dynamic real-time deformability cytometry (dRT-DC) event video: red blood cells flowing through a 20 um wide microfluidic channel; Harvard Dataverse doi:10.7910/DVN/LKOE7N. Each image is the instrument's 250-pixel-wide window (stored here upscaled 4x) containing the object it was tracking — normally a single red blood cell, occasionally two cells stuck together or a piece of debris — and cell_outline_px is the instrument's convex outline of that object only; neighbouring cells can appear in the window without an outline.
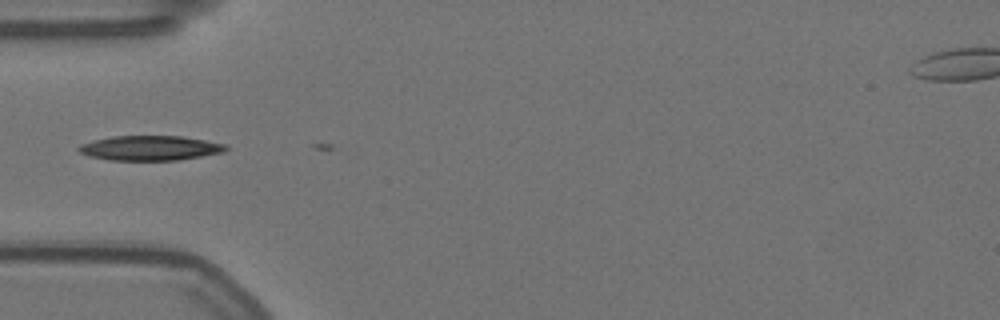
{"species": "Egyptian fruit bat (a non-hibernating species)", "species_latin": "Rousettus aegyptiacus", "temperature_condition": "warm", "stored_images_in_passage": 4, "camera_frame_rate_fps": 3000, "um_per_image_px": 0.085, "animal": {"sex": "female"}, "frame": {"image": 1, "passage_image": 3, "time_ms": 0.667, "image_size_px": [1000, 320], "cell_outline_px": [[228, 148], [224, 152], [176, 160], [108, 160], [88, 156], [80, 152], [76, 148], [80, 144], [92, 140], [112, 136], [180, 136], [204, 140], [224, 144]], "centroid_in_image_um": [12.69, 12.58], "position_along_channel_um": 72.3, "area_um2": 21.15}}